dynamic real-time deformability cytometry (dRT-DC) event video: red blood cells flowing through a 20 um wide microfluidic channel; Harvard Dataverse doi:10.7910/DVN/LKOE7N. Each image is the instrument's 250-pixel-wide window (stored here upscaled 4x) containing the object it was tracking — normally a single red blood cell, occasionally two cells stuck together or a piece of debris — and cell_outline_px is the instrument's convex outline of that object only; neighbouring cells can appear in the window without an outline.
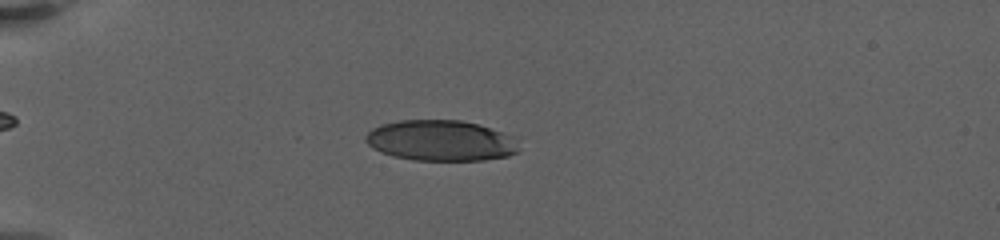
{"species": "human", "species_latin": "Homo sapiens", "temperature_condition": "warm", "stored_images_in_passage": 39, "camera_frame_rate_fps": 3000, "um_per_image_px": 0.085, "donor": {"sex": "female"}, "frame": {"image": 1, "passage_image": 11, "time_ms": 5.0, "image_size_px": [1000, 240], "cell_outline_px": [[520, 136], [516, 152], [508, 156], [484, 160], [412, 160], [392, 156], [380, 152], [372, 148], [364, 140], [364, 136], [372, 128], [380, 124], [400, 120], [460, 120], [480, 124]], "centroid_in_image_um": [37.51, 11.94], "position_along_channel_um": 47.5, "area_um2": 37.11}}
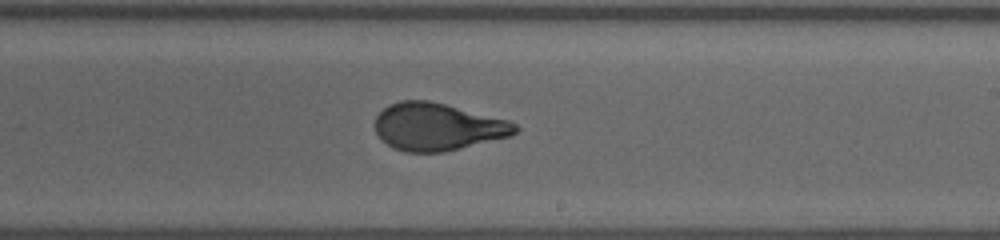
{"frame": {"image": 2, "passage_image": 25, "time_ms": 12.333, "image_size_px": [1000, 240], "cell_outline_px": [[520, 128], [512, 136], [444, 152], [404, 152], [392, 148], [376, 132], [376, 116], [388, 104], [400, 100], [428, 100], [508, 120], [516, 124]], "centroid_in_image_um": [37.2, 10.78], "position_along_channel_um": 251.8, "area_um2": 38.61}}
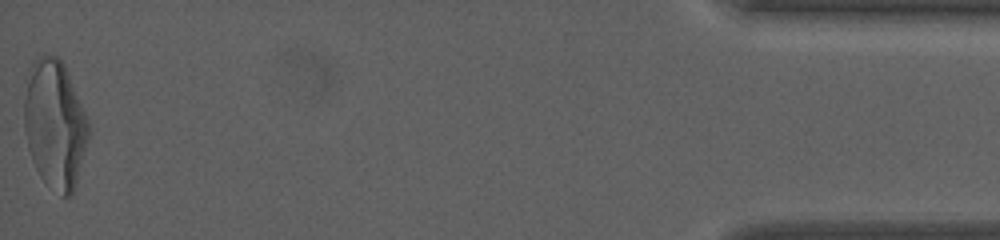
{"frame": {"image": 3, "passage_image": 39, "time_ms": 20.333, "image_size_px": [1000, 240], "cell_outline_px": [[88, 136], [72, 196], [64, 196], [44, 180], [40, 176], [32, 160], [28, 148], [24, 128], [24, 100], [28, 68], [32, 60], [40, 56], [56, 56], [64, 64], [88, 120]], "centroid_in_image_um": [4.62, 10.51], "position_along_channel_um": 430.6, "area_um2": 47.45}, "authors_computed_cell_mechanics": {"area_um2": 38.8416, "velocity_mm_per_s": 3.2667, "shape_relaxation_time_tau1_ms": 10.0089, "shape_relaxation_time_tau2_ms": null, "deformation_change_tau1": 0.3153, "deformation_change_tau2": null}}